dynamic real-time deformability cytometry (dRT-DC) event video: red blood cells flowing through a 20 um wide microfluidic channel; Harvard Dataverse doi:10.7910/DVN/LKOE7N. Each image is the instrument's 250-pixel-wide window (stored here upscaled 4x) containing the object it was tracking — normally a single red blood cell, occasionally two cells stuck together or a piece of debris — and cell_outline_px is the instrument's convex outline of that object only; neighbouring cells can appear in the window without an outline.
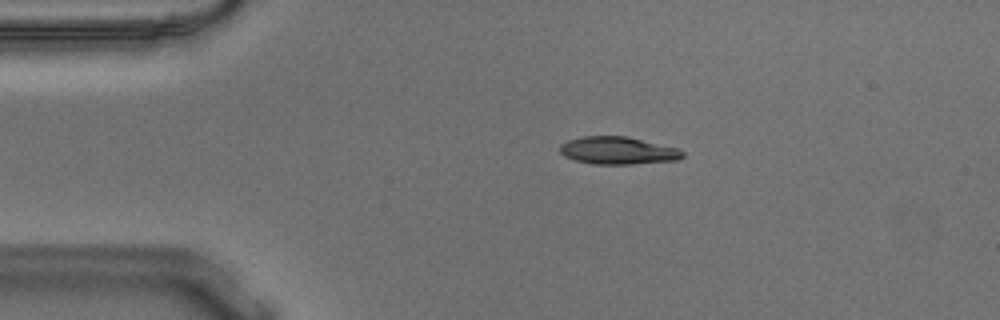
{"species": "Egyptian fruit bat (a non-hibernating species)", "species_latin": "Rousettus aegyptiacus", "temperature_condition": "warm", "stored_images_in_passage": 47, "camera_frame_rate_fps": 3000, "um_per_image_px": 0.085, "animal": {"sex": "male"}, "frame": {"image": 1, "passage_image": 3, "time_ms": 0.667, "image_size_px": [1000, 320], "cell_outline_px": [[684, 156], [676, 160], [632, 164], [592, 164], [576, 160], [564, 156], [560, 152], [560, 144], [568, 140], [584, 136], [624, 136], [680, 148], [684, 152]], "centroid_in_image_um": [52.53, 12.8], "position_along_channel_um": 32.5, "area_um2": 19.65}}
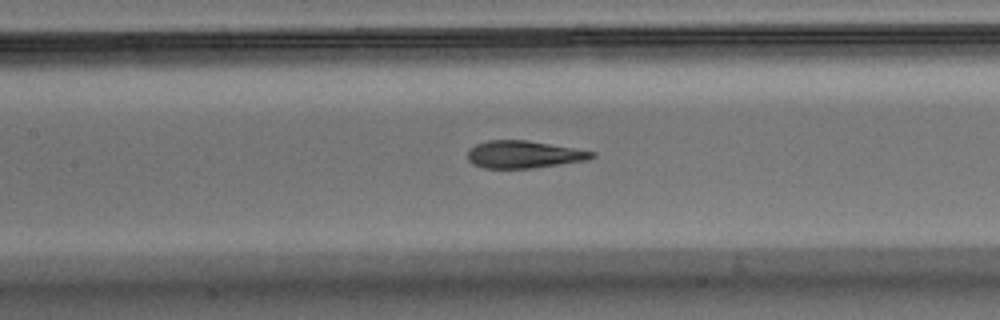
{"frame": {"image": 2, "passage_image": 17, "time_ms": 5.333, "image_size_px": [1000, 320], "cell_outline_px": [[596, 156], [588, 160], [532, 168], [484, 168], [472, 164], [468, 160], [468, 152], [476, 144], [488, 140], [528, 140], [596, 152]], "centroid_in_image_um": [44.53, 13.13], "position_along_channel_um": 162.9, "area_um2": 19.77}}
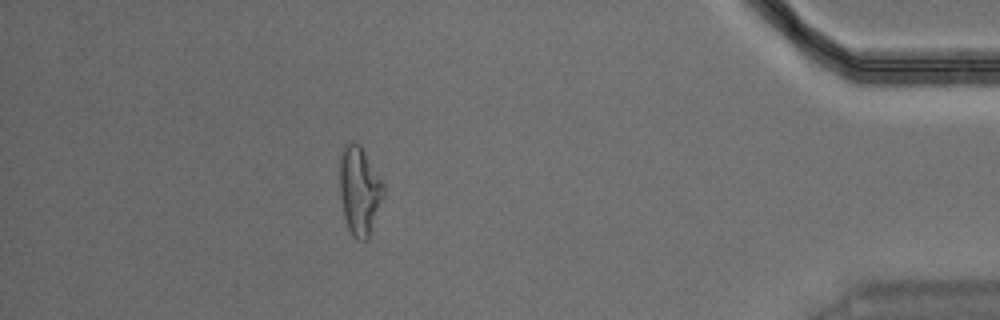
{"frame": {"image": 3, "passage_image": 41, "time_ms": 13.333, "image_size_px": [1000, 320], "cell_outline_px": [[384, 196], [368, 240], [356, 240], [352, 236], [348, 228], [344, 216], [340, 196], [340, 156], [344, 144], [348, 140], [352, 140], [360, 144], [384, 184]], "centroid_in_image_um": [30.55, 16.19], "position_along_channel_um": 404.6, "area_um2": 22.83}, "authors_computed_cell_mechanics": {"area_um2": 20.6346, "velocity_mm_per_s": 3.6325, "shape_relaxation_time_tau1_ms": 5.2095, "shape_relaxation_time_tau2_ms": 1.431, "deformation_change_tau1": 0.2097, "deformation_change_tau2": 0.0957}}